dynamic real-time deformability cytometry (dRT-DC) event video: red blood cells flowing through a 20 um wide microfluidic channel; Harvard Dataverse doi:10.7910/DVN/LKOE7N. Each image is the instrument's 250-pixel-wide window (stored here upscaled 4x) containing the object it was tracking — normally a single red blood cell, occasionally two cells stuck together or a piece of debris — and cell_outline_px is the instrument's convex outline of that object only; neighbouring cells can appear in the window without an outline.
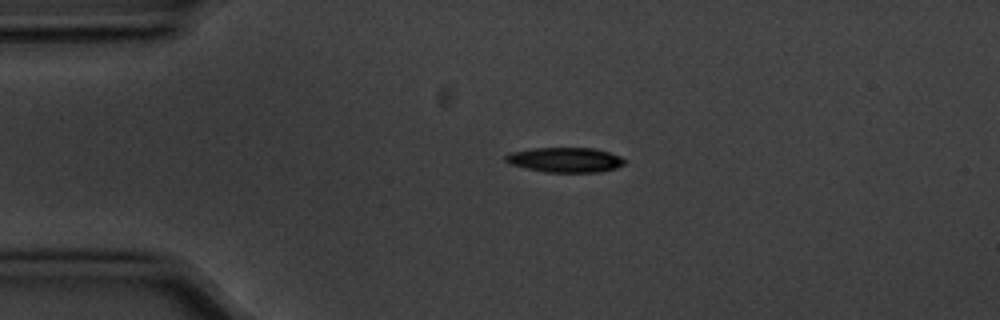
{"species": "common noctule bat (a hibernating species)", "species_latin": "Nyctalus noctula", "temperature_condition": "cold", "stored_images_in_passage": 3, "camera_frame_rate_fps": 3000, "um_per_image_px": 0.085, "animal": {"sex": "male", "body_mass_g": 20.1, "forearm_length_mm": 53.5}, "frame": {"image": 1, "passage_image": 2, "time_ms": 0.333, "image_size_px": [1000, 320], "cell_outline_px": [[624, 164], [616, 168], [596, 172], [544, 172], [512, 164], [504, 160], [504, 156], [508, 152], [532, 148], [596, 148], [620, 156], [624, 160]], "centroid_in_image_um": [48.01, 13.57], "position_along_channel_um": 37.0, "area_um2": 17.17}}